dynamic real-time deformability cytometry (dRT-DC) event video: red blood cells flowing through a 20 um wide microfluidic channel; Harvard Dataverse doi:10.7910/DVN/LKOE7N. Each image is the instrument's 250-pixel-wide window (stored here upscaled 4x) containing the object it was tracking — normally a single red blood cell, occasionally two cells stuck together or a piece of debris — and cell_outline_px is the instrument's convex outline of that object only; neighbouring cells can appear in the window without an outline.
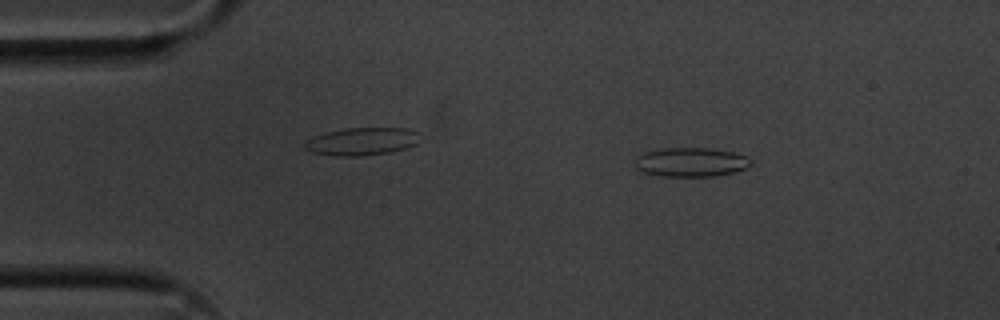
{"species": "common noctule bat (a hibernating species)", "species_latin": "Nyctalus noctula", "temperature_condition": "cold", "stored_images_in_passage": 54, "camera_frame_rate_fps": 3000, "um_per_image_px": 0.085, "animal": {"sex": "male", "body_mass_g": 20.1, "forearm_length_mm": 53.5}, "frame": {"image": 1, "passage_image": 8, "time_ms": 2.333, "image_size_px": [1000, 320], "cell_outline_px": [[752, 164], [748, 168], [736, 172], [712, 176], [664, 176], [644, 172], [636, 168], [636, 156], [644, 152], [664, 148], [708, 148], [732, 152], [744, 156], [752, 160]], "centroid_in_image_um": [58.75, 13.78], "position_along_channel_um": 26.3, "area_um2": 19.59}}
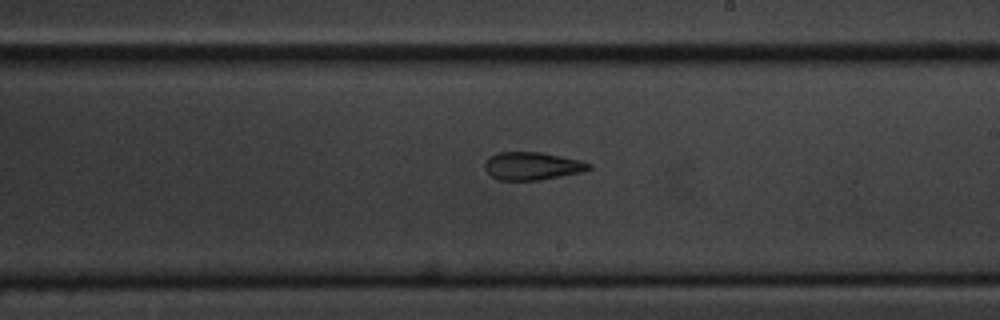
{"frame": {"image": 2, "passage_image": 31, "time_ms": 10.0, "image_size_px": [1000, 320], "cell_outline_px": [[592, 168], [580, 172], [540, 180], [500, 180], [492, 176], [484, 168], [484, 164], [492, 156], [500, 152], [540, 152], [580, 160], [592, 164]], "centroid_in_image_um": [45.25, 14.11], "position_along_channel_um": 243.7, "area_um2": 16.65}}
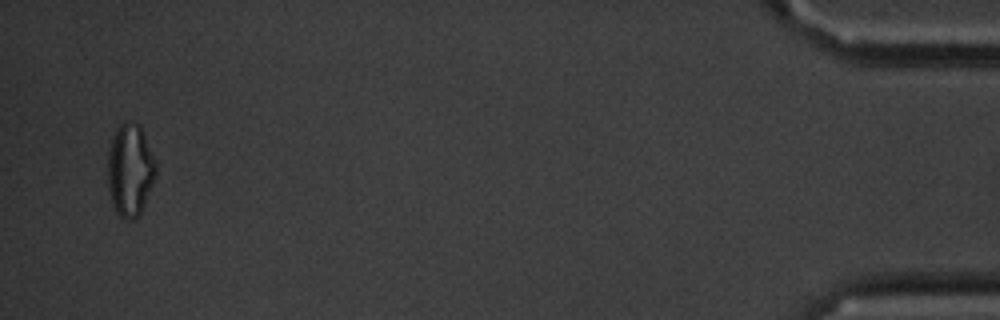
{"frame": {"image": 3, "passage_image": 53, "time_ms": 17.333, "image_size_px": [1000, 320], "cell_outline_px": [[156, 176], [144, 204], [140, 212], [132, 220], [124, 220], [116, 212], [112, 204], [108, 188], [108, 152], [112, 136], [116, 128], [124, 120], [128, 120], [140, 124], [156, 160]], "centroid_in_image_um": [11.05, 14.41], "position_along_channel_um": 424.1, "area_um2": 26.24}, "authors_computed_cell_mechanics": {"area_um2": 19.5075, "velocity_mm_per_s": 3.6072, "shape_relaxation_time_tau1_ms": null, "shape_relaxation_time_tau2_ms": 4.9362, "deformation_change_tau1": null, "deformation_change_tau2": 0.134}}